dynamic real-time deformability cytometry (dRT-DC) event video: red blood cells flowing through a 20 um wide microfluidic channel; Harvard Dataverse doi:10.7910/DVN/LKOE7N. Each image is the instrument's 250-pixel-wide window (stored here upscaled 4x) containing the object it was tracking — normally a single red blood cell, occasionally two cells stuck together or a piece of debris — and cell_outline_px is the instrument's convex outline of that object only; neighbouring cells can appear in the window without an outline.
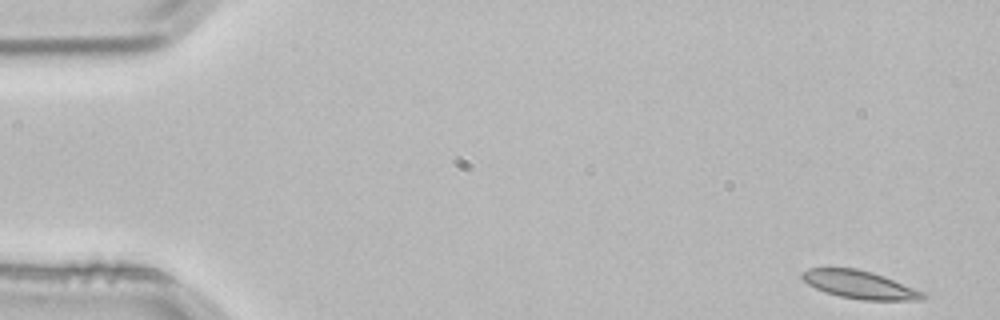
{"species": "common noctule bat (a hibernating species)", "species_latin": "Nyctalus noctula", "temperature_condition": "room temperature", "stored_images_in_passage": 3, "camera_frame_rate_fps": 3000, "um_per_image_px": 0.085, "animal": {"sex": "male", "body_mass_g": 21.5, "forearm_length_mm": 52.0}, "frame": {"image": 1, "passage_image": 1, "time_ms": 0.0, "image_size_px": [1000, 320], "cell_outline_px": [[928, 296], [924, 300], [864, 300], [840, 296], [824, 292], [808, 284], [800, 276], [800, 272], [808, 268], [856, 268], [872, 272], [884, 276], [924, 292]], "centroid_in_image_um": [73.07, 24.19], "position_along_channel_um": 11.9, "area_um2": 19.71}}
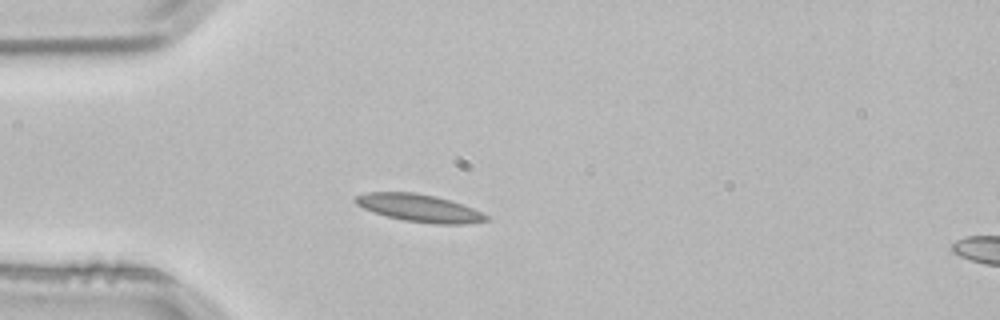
{"frame": {"image": 2, "passage_image": 3, "time_ms": 0.667, "image_size_px": [1000, 320], "cell_outline_px": [[492, 220], [464, 224], [436, 224], [404, 220], [372, 212], [356, 204], [352, 200], [356, 196], [368, 192], [416, 192], [436, 196], [452, 200], [472, 208], [488, 216]], "centroid_in_image_um": [35.65, 17.68], "position_along_channel_um": 49.4, "area_um2": 21.04}}